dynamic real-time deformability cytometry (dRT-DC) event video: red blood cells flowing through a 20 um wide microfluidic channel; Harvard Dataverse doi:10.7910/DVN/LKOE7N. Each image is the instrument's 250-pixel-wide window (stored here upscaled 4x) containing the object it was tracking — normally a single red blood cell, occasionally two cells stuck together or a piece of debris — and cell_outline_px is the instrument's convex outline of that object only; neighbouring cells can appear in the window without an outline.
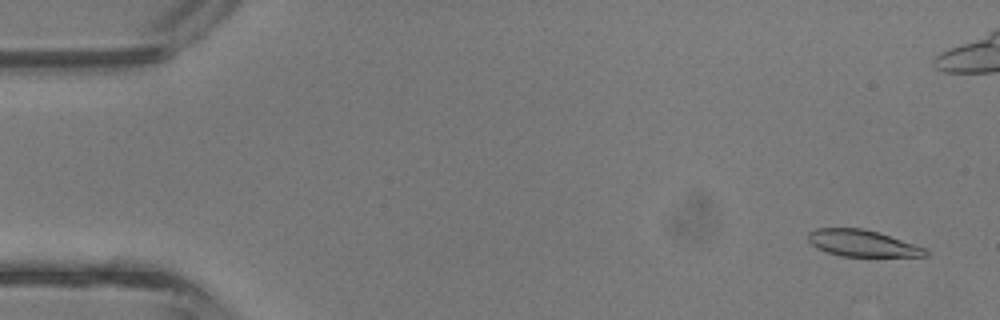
{"species": "common noctule bat (a hibernating species)", "species_latin": "Nyctalus noctula", "temperature_condition": "room temperature", "stored_images_in_passage": 5, "camera_frame_rate_fps": 3000, "um_per_image_px": 0.085, "animal": {"sex": "male", "body_mass_g": 13.3}, "frame": {"image": 1, "passage_image": 1, "time_ms": 0.0, "image_size_px": [1000, 320], "cell_outline_px": [[928, 256], [844, 256], [828, 252], [816, 248], [808, 240], [808, 232], [816, 228], [860, 228], [876, 232], [924, 248], [928, 252]], "centroid_in_image_um": [73.23, 20.68], "position_along_channel_um": 11.8, "area_um2": 17.69}}
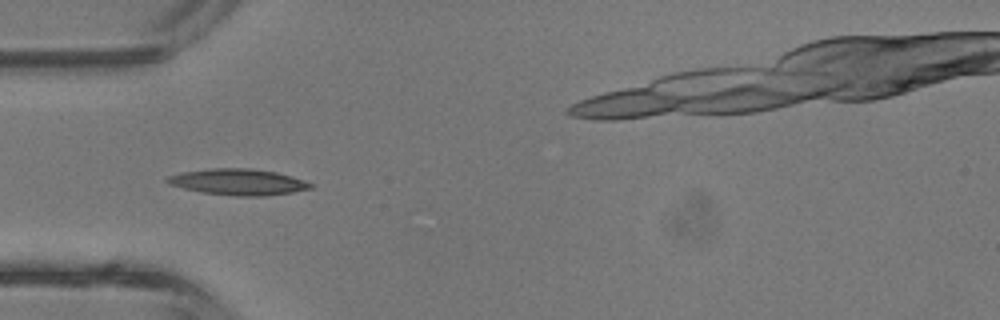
{"frame": {"image": 2, "passage_image": 4, "time_ms": 1.0, "image_size_px": [1000, 320], "cell_outline_px": [[312, 188], [292, 192], [264, 196], [240, 196], [204, 192], [184, 188], [168, 184], [164, 180], [168, 176], [184, 172], [212, 168], [252, 168], [276, 172], [292, 176], [304, 180], [312, 184]], "centroid_in_image_um": [20.26, 15.46], "position_along_channel_um": 64.7, "area_um2": 21.62}}
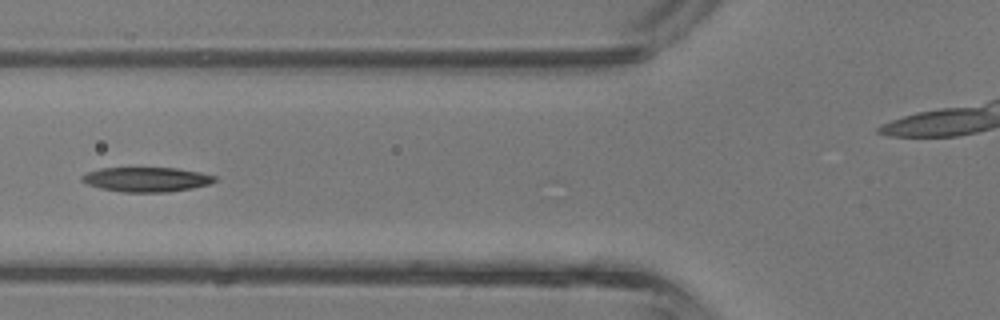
{"frame": {"image": 3, "passage_image": 5, "time_ms": 1.333, "image_size_px": [1000, 320], "cell_outline_px": [[216, 180], [208, 184], [192, 188], [168, 192], [120, 192], [100, 188], [88, 184], [80, 180], [80, 176], [88, 172], [100, 168], [176, 168], [200, 172], [216, 176]], "centroid_in_image_um": [12.43, 15.25], "position_along_channel_um": 113.4, "area_um2": 19.02}}